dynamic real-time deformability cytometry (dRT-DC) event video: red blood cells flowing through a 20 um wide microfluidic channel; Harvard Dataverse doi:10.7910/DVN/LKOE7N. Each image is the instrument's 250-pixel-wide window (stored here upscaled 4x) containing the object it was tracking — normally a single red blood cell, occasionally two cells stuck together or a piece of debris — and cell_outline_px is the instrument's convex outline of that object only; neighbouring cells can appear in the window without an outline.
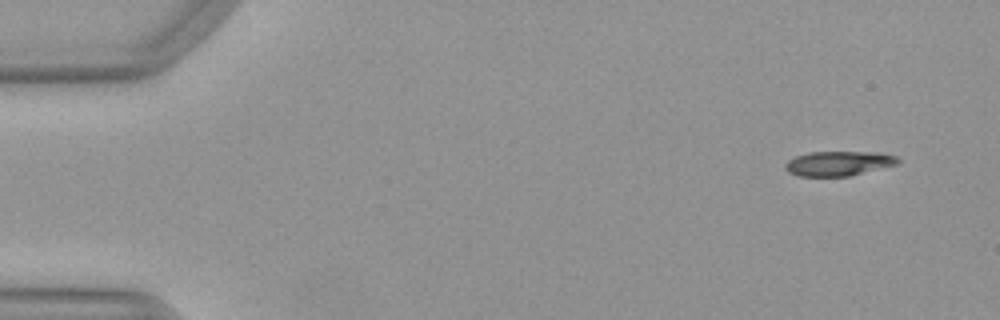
{"species": "Egyptian fruit bat (a non-hibernating species)", "species_latin": "Rousettus aegyptiacus", "temperature_condition": "warm", "stored_images_in_passage": 47, "camera_frame_rate_fps": 3000, "um_per_image_px": 0.085, "animal": {"sex": "female"}, "frame": {"image": 1, "passage_image": 4, "time_ms": 1.0, "image_size_px": [1000, 320], "cell_outline_px": [[900, 164], [848, 176], [796, 176], [788, 172], [784, 168], [784, 164], [788, 160], [796, 156], [808, 152], [880, 152], [896, 156], [900, 160]], "centroid_in_image_um": [71.28, 13.89], "position_along_channel_um": 13.7, "area_um2": 16.36}}
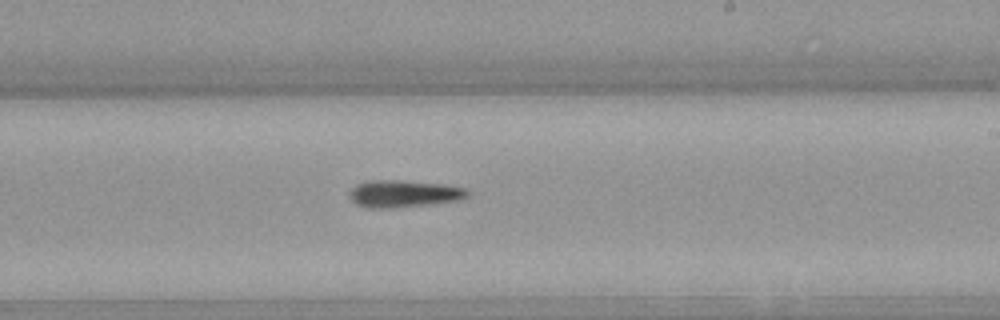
{"frame": {"image": 2, "passage_image": 31, "time_ms": 10.0, "image_size_px": [1000, 320], "cell_outline_px": [[472, 192], [468, 196], [460, 200], [428, 204], [380, 208], [372, 208], [356, 204], [348, 196], [348, 192], [356, 184], [368, 180], [400, 180], [444, 184], [468, 188]], "centroid_in_image_um": [34.34, 16.44], "position_along_channel_um": 254.7, "area_um2": 18.73}}
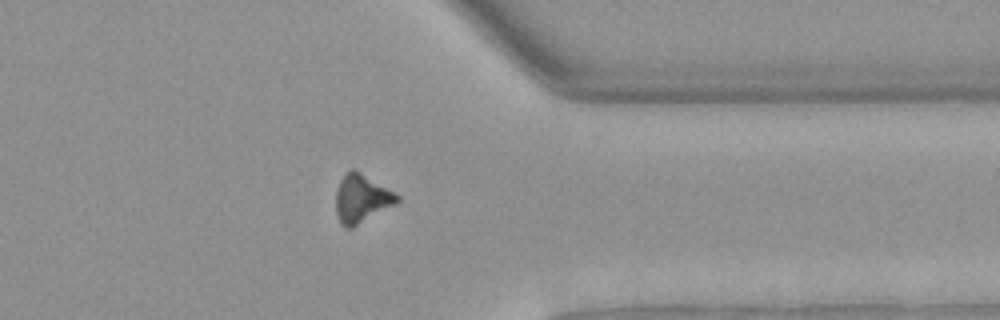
{"frame": {"image": 3, "passage_image": 41, "time_ms": 13.333, "image_size_px": [1000, 320], "cell_outline_px": [[400, 200], [396, 204], [352, 228], [344, 228], [340, 224], [336, 216], [336, 188], [344, 172], [352, 168], [360, 172], [400, 196]], "centroid_in_image_um": [30.69, 16.89], "position_along_channel_um": 380.7, "area_um2": 17.34}, "authors_computed_cell_mechanics": {"area_um2": 17.4556, "velocity_mm_per_s": 4.0197, "shape_relaxation_time_tau1_ms": 8.777, "shape_relaxation_time_tau2_ms": null, "deformation_change_tau1": 0.2381, "deformation_change_tau2": null}}